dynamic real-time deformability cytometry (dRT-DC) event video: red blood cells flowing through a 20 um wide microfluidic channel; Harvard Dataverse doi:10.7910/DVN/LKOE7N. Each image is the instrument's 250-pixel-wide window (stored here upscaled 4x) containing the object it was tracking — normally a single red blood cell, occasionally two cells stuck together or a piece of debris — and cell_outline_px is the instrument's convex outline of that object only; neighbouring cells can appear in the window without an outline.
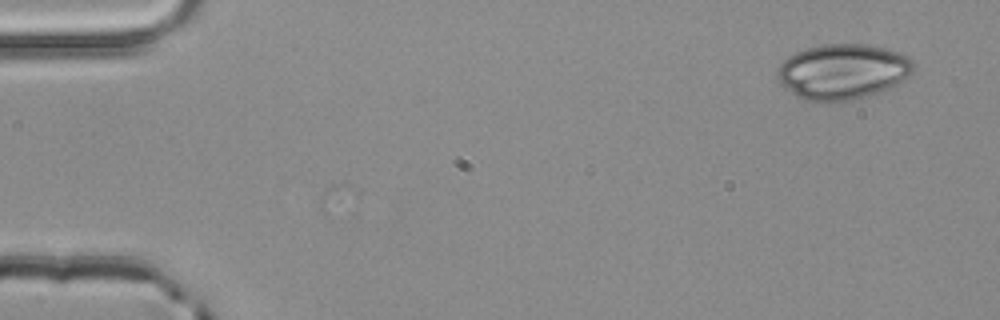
{"species": "common noctule bat (a hibernating species)", "species_latin": "Nyctalus noctula", "temperature_condition": "room temperature", "stored_images_in_passage": 2, "camera_frame_rate_fps": 3000, "um_per_image_px": 0.085, "animal": {"sex": "male", "body_mass_g": 20.4}, "frame": {"image": 1, "passage_image": 2, "time_ms": 0.333, "image_size_px": [1000, 320], "cell_outline_px": [[916, 68], [908, 76], [896, 84], [880, 92], [868, 96], [852, 100], [804, 100], [796, 96], [776, 76], [776, 72], [780, 64], [788, 56], [796, 52], [808, 48], [824, 44], [864, 44], [884, 48], [900, 52], [908, 56], [916, 64]], "centroid_in_image_um": [71.67, 6.07], "position_along_channel_um": 13.3, "area_um2": 43.58}}